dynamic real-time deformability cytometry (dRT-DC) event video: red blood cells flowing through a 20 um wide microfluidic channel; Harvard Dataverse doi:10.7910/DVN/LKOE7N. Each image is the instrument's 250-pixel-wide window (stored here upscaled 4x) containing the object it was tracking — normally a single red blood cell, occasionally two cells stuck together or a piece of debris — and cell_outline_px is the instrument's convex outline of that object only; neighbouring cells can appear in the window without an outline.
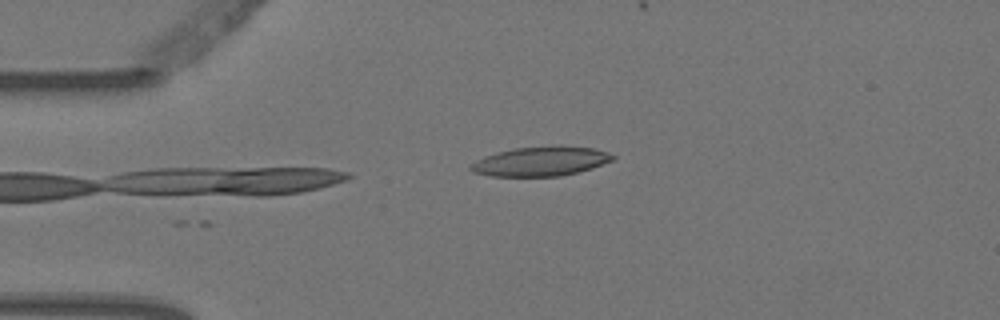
{"species": "Egyptian fruit bat (a non-hibernating species)", "species_latin": "Rousettus aegyptiacus", "temperature_condition": "warm", "stored_images_in_passage": 5, "camera_frame_rate_fps": 3000, "um_per_image_px": 0.085, "animal": {"sex": "female"}, "frame": {"image": 1, "passage_image": 1, "time_ms": 0.0, "image_size_px": [1000, 320], "cell_outline_px": [[616, 156], [612, 160], [592, 168], [560, 176], [492, 176], [472, 172], [468, 168], [468, 164], [484, 156], [496, 152], [516, 148], [556, 144], [560, 144], [592, 148], [608, 152]], "centroid_in_image_um": [45.93, 13.69], "position_along_channel_um": 39.1, "area_um2": 24.68}}
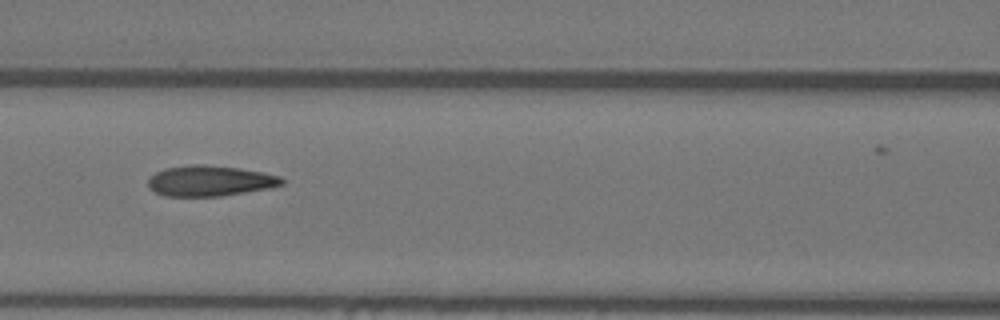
{"frame": {"image": 2, "passage_image": 4, "time_ms": 1.0, "image_size_px": [1000, 320], "cell_outline_px": [[284, 184], [272, 188], [220, 196], [164, 196], [156, 192], [148, 184], [148, 180], [156, 172], [164, 168], [192, 164], [204, 164], [240, 168], [280, 176], [284, 180]], "centroid_in_image_um": [17.87, 15.37], "position_along_channel_um": 148.7, "area_um2": 23.81}}
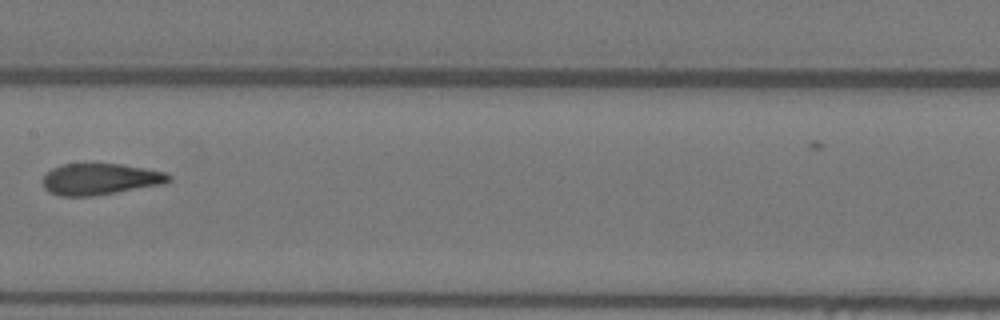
{"frame": {"image": 3, "passage_image": 5, "time_ms": 1.333, "image_size_px": [1000, 320], "cell_outline_px": [[172, 180], [164, 184], [96, 196], [60, 196], [48, 192], [44, 188], [44, 176], [52, 168], [64, 164], [120, 164], [144, 168], [164, 172], [172, 176]], "centroid_in_image_um": [8.54, 15.24], "position_along_channel_um": 198.9, "area_um2": 23.06}}